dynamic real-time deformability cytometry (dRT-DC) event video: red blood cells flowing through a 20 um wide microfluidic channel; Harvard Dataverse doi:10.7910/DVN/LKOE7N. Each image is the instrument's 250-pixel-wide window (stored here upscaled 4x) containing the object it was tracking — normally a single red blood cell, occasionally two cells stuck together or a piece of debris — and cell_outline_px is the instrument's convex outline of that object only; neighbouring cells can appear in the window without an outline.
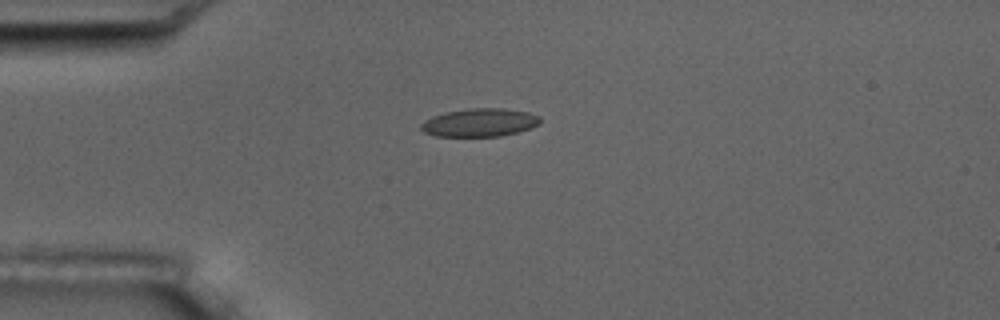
{"species": "common noctule bat (a hibernating species)", "species_latin": "Nyctalus noctula", "temperature_condition": "room temperature", "stored_images_in_passage": 1, "camera_frame_rate_fps": 3000, "um_per_image_px": 0.085, "animal": {"sex": "male", "body_mass_g": 17.5, "forearm_length_mm": 52.3}, "frame": {"image": 1, "passage_image": 1, "time_ms": 0.0, "image_size_px": [1000, 320], "cell_outline_px": [[540, 124], [532, 128], [500, 136], [436, 136], [424, 132], [420, 128], [420, 124], [424, 120], [432, 116], [444, 112], [468, 108], [504, 108], [528, 112], [540, 116]], "centroid_in_image_um": [40.76, 10.41], "position_along_channel_um": 44.2, "area_um2": 19.71}}